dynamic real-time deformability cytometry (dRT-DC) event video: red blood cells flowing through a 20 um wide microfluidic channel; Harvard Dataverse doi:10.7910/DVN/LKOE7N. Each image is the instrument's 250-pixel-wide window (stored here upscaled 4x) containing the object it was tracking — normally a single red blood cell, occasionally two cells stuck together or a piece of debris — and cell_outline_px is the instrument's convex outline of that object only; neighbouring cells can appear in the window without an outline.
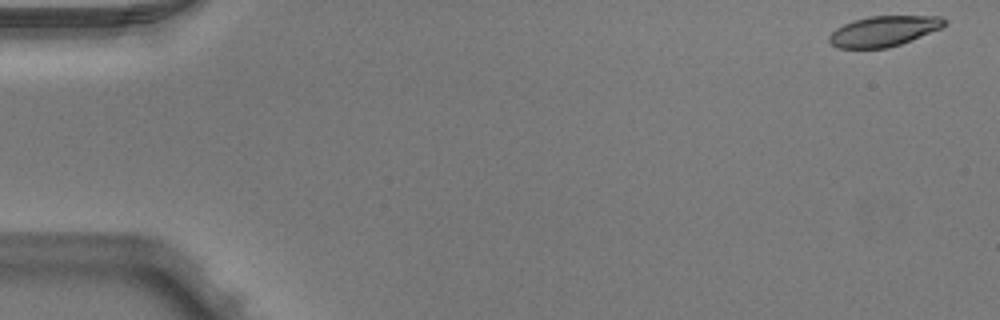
{"species": "Egyptian fruit bat (a non-hibernating species)", "species_latin": "Rousettus aegyptiacus", "temperature_condition": "warm", "stored_images_in_passage": 49, "camera_frame_rate_fps": 3000, "um_per_image_px": 0.085, "animal": {"sex": "male"}, "frame": {"image": 1, "passage_image": 1, "time_ms": 0.0, "image_size_px": [1000, 320], "cell_outline_px": [[944, 24], [940, 28], [900, 44], [888, 48], [836, 48], [828, 40], [828, 36], [836, 28], [852, 20], [868, 16], [940, 16], [944, 20]], "centroid_in_image_um": [75.04, 2.64], "position_along_channel_um": 10.0, "area_um2": 20.17}}
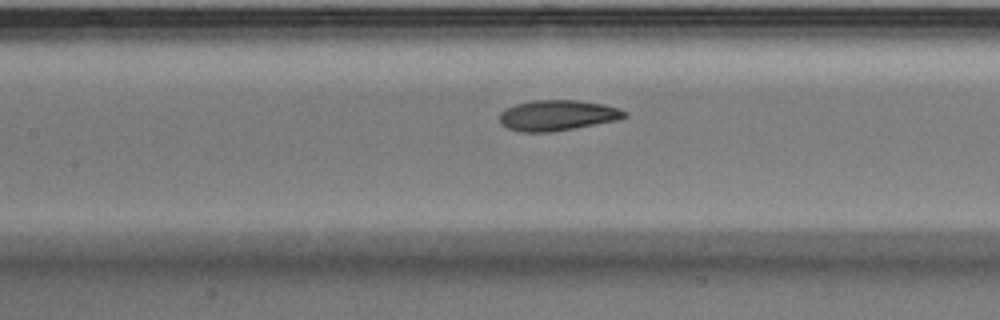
{"frame": {"image": 2, "passage_image": 23, "time_ms": 7.333, "image_size_px": [1000, 320], "cell_outline_px": [[628, 116], [616, 120], [552, 132], [520, 132], [508, 128], [500, 120], [500, 112], [516, 104], [532, 100], [576, 100], [604, 104], [628, 112]], "centroid_in_image_um": [47.39, 9.8], "position_along_channel_um": 160.0, "area_um2": 22.02}}
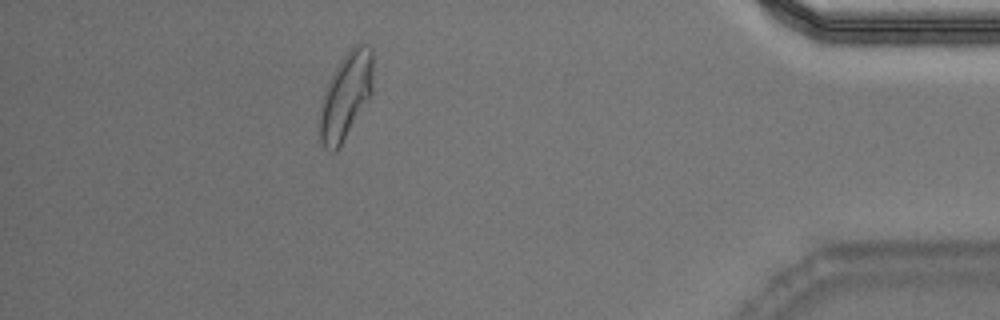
{"frame": {"image": 3, "passage_image": 45, "time_ms": 14.667, "image_size_px": [1000, 320], "cell_outline_px": [[372, 92], [336, 152], [332, 152], [324, 148], [320, 140], [316, 124], [324, 92], [328, 80], [344, 56], [356, 44], [368, 44], [372, 48]], "centroid_in_image_um": [29.34, 8.18], "position_along_channel_um": 405.9, "area_um2": 26.7}, "authors_computed_cell_mechanics": {"area_um2": 22.5998, "velocity_mm_per_s": 3.972, "shape_relaxation_time_tau1_ms": 2.8941, "shape_relaxation_time_tau2_ms": 1.9419, "deformation_change_tau1": 0.1443, "deformation_change_tau2": 0.0712}}